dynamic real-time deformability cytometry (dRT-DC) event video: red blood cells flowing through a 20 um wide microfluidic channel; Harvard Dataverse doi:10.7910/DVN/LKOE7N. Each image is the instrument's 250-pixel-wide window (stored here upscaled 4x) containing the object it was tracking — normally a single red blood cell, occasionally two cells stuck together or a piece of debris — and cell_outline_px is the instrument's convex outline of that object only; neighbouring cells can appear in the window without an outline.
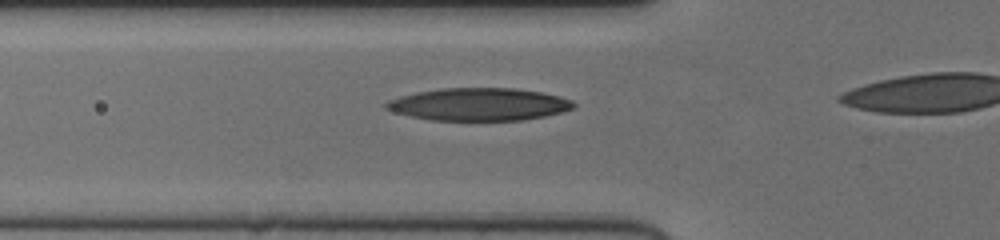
{"species": "human", "species_latin": "Homo sapiens", "temperature_condition": "cold", "stored_images_in_passage": 7, "camera_frame_rate_fps": 3000, "um_per_image_px": 0.085, "donor": {"sex": "female"}, "frame": {"image": 1, "passage_image": 2, "time_ms": 0.333, "image_size_px": [1000, 240], "cell_outline_px": [[576, 104], [572, 108], [560, 112], [544, 116], [520, 120], [432, 120], [412, 116], [396, 112], [384, 108], [384, 104], [388, 100], [400, 96], [416, 92], [440, 88], [516, 88], [540, 92], [560, 96], [572, 100]], "centroid_in_image_um": [40.7, 8.86], "position_along_channel_um": 85.1, "area_um2": 35.43}}
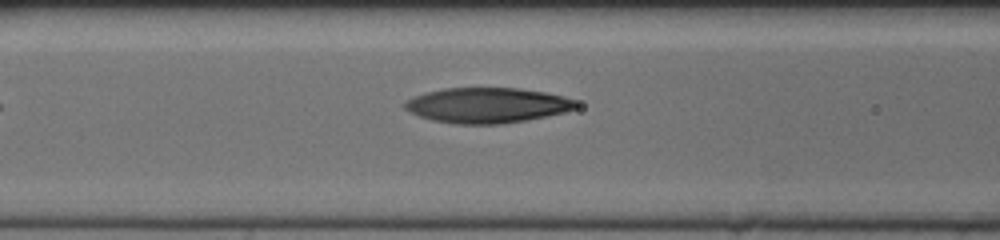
{"frame": {"image": 2, "passage_image": 5, "time_ms": 1.333, "image_size_px": [1000, 240], "cell_outline_px": [[580, 104], [576, 108], [564, 112], [524, 120], [500, 124], [456, 124], [432, 120], [420, 116], [404, 108], [404, 104], [408, 100], [416, 96], [428, 92], [444, 88], [516, 88], [544, 92], [564, 96], [576, 100]], "centroid_in_image_um": [41.44, 8.95], "position_along_channel_um": 125.2, "area_um2": 34.85}}